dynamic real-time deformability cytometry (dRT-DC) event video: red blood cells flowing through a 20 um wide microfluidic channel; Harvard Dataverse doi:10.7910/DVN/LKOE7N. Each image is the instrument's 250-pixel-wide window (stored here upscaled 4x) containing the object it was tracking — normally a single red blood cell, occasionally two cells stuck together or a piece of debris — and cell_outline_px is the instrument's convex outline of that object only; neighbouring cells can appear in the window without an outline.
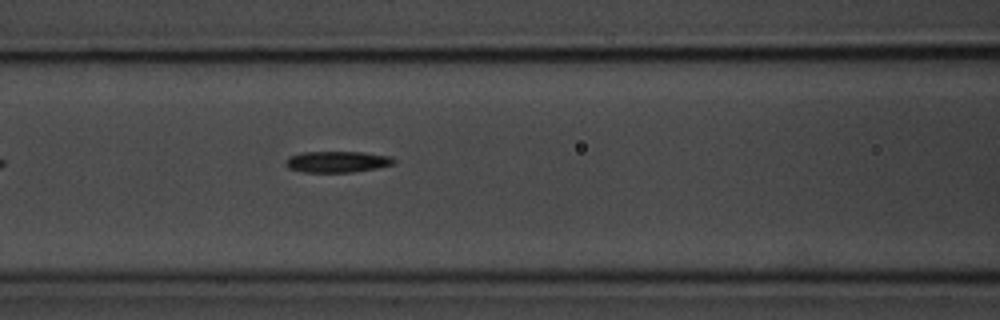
{"species": "common noctule bat (a hibernating species)", "species_latin": "Nyctalus noctula", "temperature_condition": "room temperature", "stored_images_in_passage": 34, "camera_frame_rate_fps": 3000, "um_per_image_px": 0.085, "animal": {"sex": "male", "body_mass_g": 20.1, "forearm_length_mm": 53.5}, "frame": {"image": 1, "passage_image": 6, "time_ms": 1.667, "image_size_px": [1000, 320], "cell_outline_px": [[396, 160], [392, 164], [376, 168], [352, 172], [304, 172], [288, 168], [284, 164], [288, 156], [300, 152], [364, 152], [392, 156]], "centroid_in_image_um": [28.63, 13.74], "position_along_channel_um": 138.0, "area_um2": 13.47}}
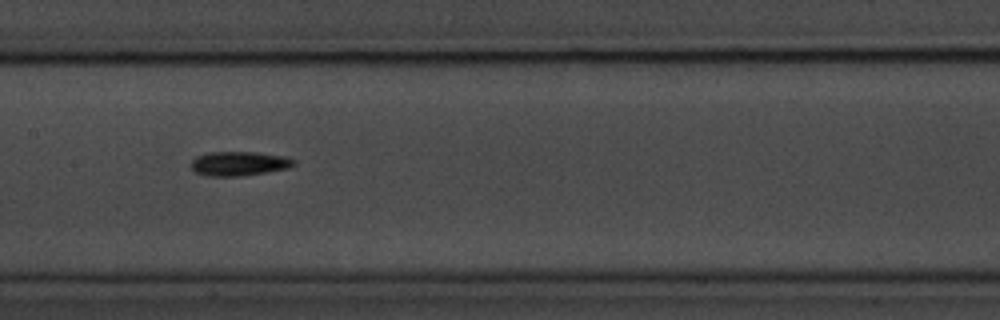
{"frame": {"image": 2, "passage_image": 10, "time_ms": 3.0, "image_size_px": [1000, 320], "cell_outline_px": [[296, 164], [288, 168], [268, 172], [240, 176], [208, 176], [196, 172], [192, 168], [192, 160], [196, 156], [212, 152], [256, 152], [284, 156], [296, 160]], "centroid_in_image_um": [20.35, 13.9], "position_along_channel_um": 187.0, "area_um2": 14.51}}